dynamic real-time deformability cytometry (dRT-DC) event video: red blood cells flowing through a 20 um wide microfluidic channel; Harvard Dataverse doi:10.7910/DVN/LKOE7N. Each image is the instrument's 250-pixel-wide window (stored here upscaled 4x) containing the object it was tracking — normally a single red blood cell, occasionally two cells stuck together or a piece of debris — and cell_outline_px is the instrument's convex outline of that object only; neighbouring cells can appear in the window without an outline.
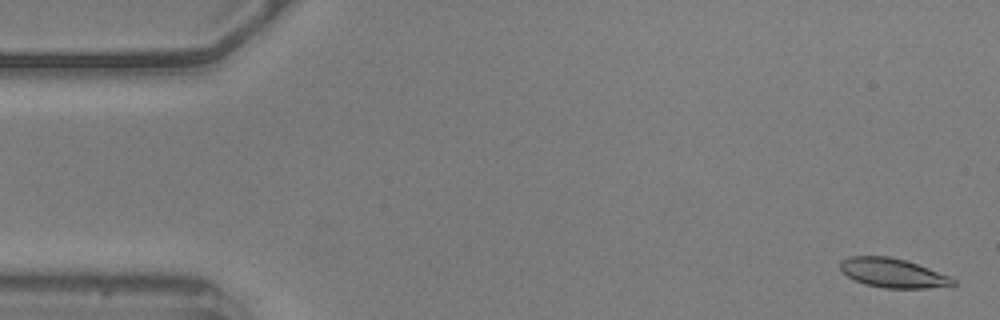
{"species": "common noctule bat (a hibernating species)", "species_latin": "Nyctalus noctula", "temperature_condition": "warm", "stored_images_in_passage": 11, "camera_frame_rate_fps": 3000, "um_per_image_px": 0.085, "animal": {"sex": "male", "body_mass_g": 20.5, "forearm_length_mm": 52.5}, "frame": {"image": 1, "passage_image": 2, "time_ms": 0.333, "image_size_px": [1000, 320], "cell_outline_px": [[956, 284], [952, 288], [884, 288], [864, 284], [848, 276], [840, 268], [840, 260], [848, 256], [888, 256], [904, 260], [928, 268], [948, 276], [956, 280]], "centroid_in_image_um": [75.93, 23.22], "position_along_channel_um": 9.1, "area_um2": 19.31}}